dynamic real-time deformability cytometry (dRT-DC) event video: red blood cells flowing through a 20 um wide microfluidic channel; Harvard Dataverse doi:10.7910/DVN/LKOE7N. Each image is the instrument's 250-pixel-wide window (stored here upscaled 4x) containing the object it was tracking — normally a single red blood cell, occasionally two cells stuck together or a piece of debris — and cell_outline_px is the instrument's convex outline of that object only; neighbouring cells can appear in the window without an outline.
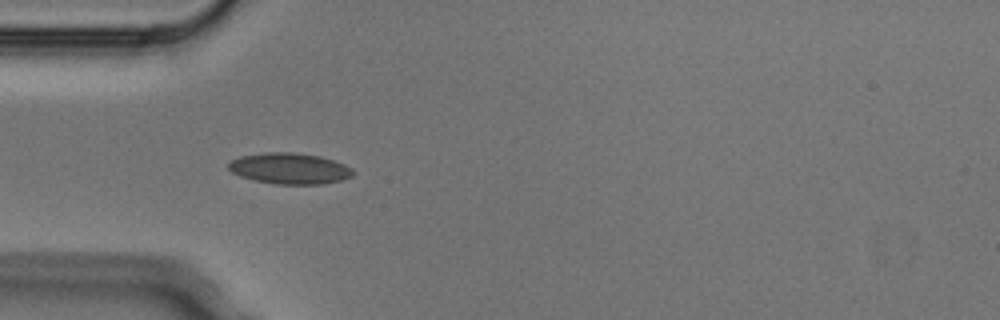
{"species": "Egyptian fruit bat (a non-hibernating species)", "species_latin": "Rousettus aegyptiacus", "temperature_condition": "cold", "stored_images_in_passage": 4, "camera_frame_rate_fps": 3000, "um_per_image_px": 0.085, "animal": {"sex": "male"}, "frame": {"image": 1, "passage_image": 4, "time_ms": 1.0, "image_size_px": [1000, 320], "cell_outline_px": [[356, 172], [352, 176], [340, 180], [324, 184], [276, 184], [256, 180], [240, 176], [232, 172], [228, 168], [228, 160], [240, 156], [268, 152], [296, 152], [320, 156], [344, 164], [352, 168]], "centroid_in_image_um": [24.62, 14.31], "position_along_channel_um": 60.4, "area_um2": 22.6}}